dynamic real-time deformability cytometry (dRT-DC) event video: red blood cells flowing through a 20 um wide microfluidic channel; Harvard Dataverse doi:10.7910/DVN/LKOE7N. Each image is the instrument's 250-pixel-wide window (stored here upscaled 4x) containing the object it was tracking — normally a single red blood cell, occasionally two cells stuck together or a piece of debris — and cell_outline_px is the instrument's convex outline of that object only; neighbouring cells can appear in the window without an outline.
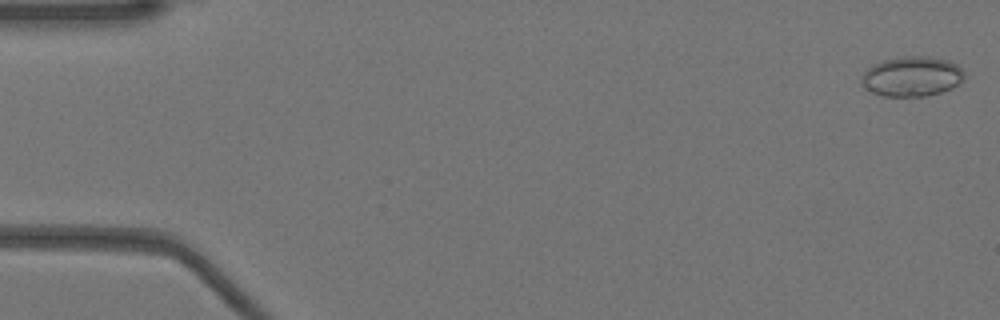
{"species": "Egyptian fruit bat (a non-hibernating species)", "species_latin": "Rousettus aegyptiacus", "temperature_condition": "warm", "stored_images_in_passage": 51, "camera_frame_rate_fps": 3000, "um_per_image_px": 0.085, "animal": {"sex": "female"}, "frame": {"image": 1, "passage_image": 1, "time_ms": 0.0, "image_size_px": [1000, 320], "cell_outline_px": [[964, 80], [952, 88], [940, 92], [924, 96], [884, 96], [872, 92], [860, 84], [860, 76], [868, 68], [884, 60], [900, 56], [928, 56], [948, 60], [956, 64], [964, 72]], "centroid_in_image_um": [77.5, 6.49], "position_along_channel_um": 7.5, "area_um2": 23.99}}
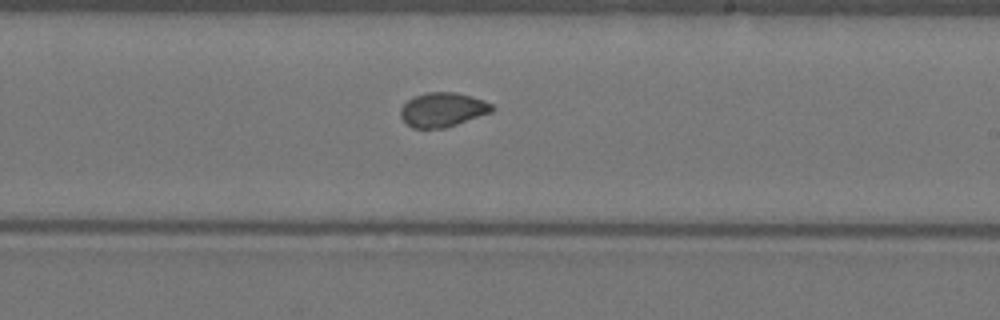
{"frame": {"image": 2, "passage_image": 30, "time_ms": 9.667, "image_size_px": [1000, 320], "cell_outline_px": [[492, 112], [444, 128], [412, 128], [400, 116], [400, 108], [408, 100], [416, 96], [428, 92], [456, 92], [472, 96], [484, 100], [492, 104]], "centroid_in_image_um": [37.62, 9.32], "position_along_channel_um": 251.4, "area_um2": 18.09}}
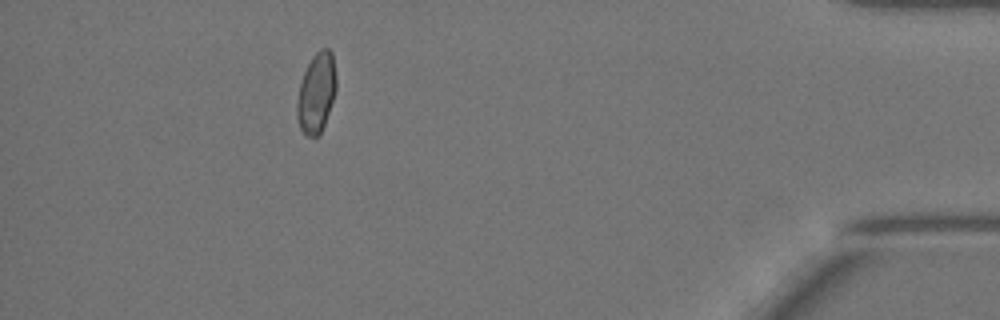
{"frame": {"image": 3, "passage_image": 46, "time_ms": 15.0, "image_size_px": [1000, 320], "cell_outline_px": [[336, 88], [324, 124], [320, 132], [316, 136], [304, 136], [300, 128], [296, 116], [296, 104], [300, 84], [304, 72], [312, 56], [320, 48], [328, 48], [332, 52], [336, 76]], "centroid_in_image_um": [26.88, 7.87], "position_along_channel_um": 408.3, "area_um2": 18.15}, "authors_computed_cell_mechanics": {"area_um2": 18.4382, "velocity_mm_per_s": 3.968, "shape_relaxation_time_tau1_ms": null, "shape_relaxation_time_tau2_ms": 0.6491, "deformation_change_tau1": null, "deformation_change_tau2": 0.0404}}